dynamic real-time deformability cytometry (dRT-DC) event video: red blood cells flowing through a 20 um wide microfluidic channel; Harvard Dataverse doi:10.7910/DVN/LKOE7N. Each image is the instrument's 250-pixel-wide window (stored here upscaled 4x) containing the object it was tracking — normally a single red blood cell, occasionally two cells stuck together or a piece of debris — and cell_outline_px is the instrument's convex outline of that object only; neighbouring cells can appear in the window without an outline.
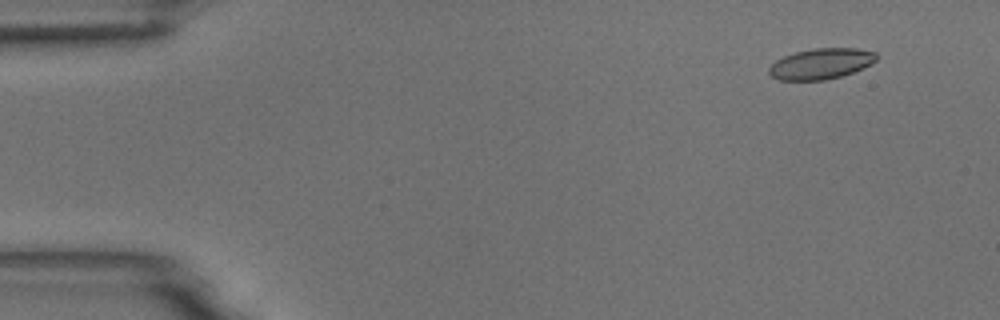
{"species": "common noctule bat (a hibernating species)", "species_latin": "Nyctalus noctula", "temperature_condition": "room temperature", "stored_images_in_passage": 5, "camera_frame_rate_fps": 3000, "um_per_image_px": 0.085, "animal": {"sex": "male", "body_mass_g": 18.8}, "frame": {"image": 1, "passage_image": 2, "time_ms": 0.333, "image_size_px": [1000, 320], "cell_outline_px": [[880, 56], [876, 60], [852, 72], [840, 76], [824, 80], [780, 80], [772, 76], [768, 72], [768, 68], [776, 60], [784, 56], [796, 52], [812, 48], [856, 48], [876, 52]], "centroid_in_image_um": [69.77, 5.4], "position_along_channel_um": 15.2, "area_um2": 19.07}}
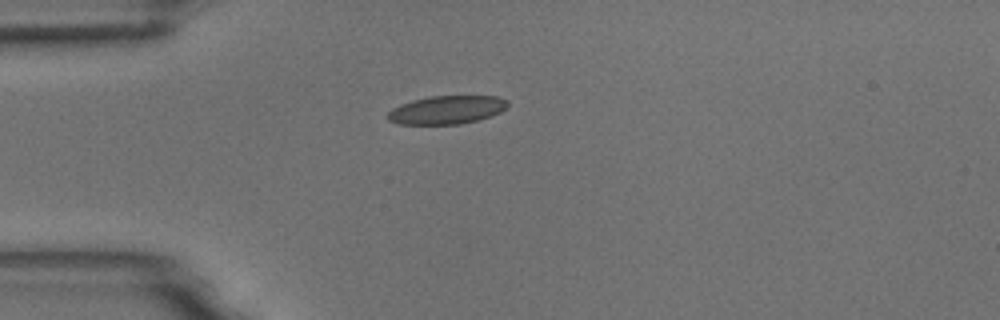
{"frame": {"image": 2, "passage_image": 5, "time_ms": 1.333, "image_size_px": [1000, 320], "cell_outline_px": [[508, 104], [500, 112], [476, 120], [460, 124], [400, 124], [388, 120], [388, 112], [392, 108], [400, 104], [412, 100], [432, 96], [496, 96], [508, 100]], "centroid_in_image_um": [37.94, 9.33], "position_along_channel_um": 47.1, "area_um2": 19.59}}